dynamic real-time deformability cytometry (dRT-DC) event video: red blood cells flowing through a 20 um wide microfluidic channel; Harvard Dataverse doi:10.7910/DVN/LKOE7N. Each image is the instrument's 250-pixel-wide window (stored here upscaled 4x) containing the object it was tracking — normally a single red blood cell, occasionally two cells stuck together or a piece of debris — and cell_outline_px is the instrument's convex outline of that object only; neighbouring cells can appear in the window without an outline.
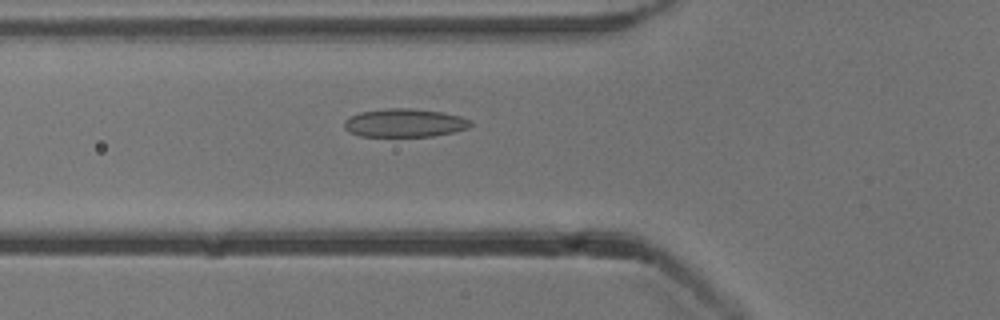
{"species": "common noctule bat (a hibernating species)", "species_latin": "Nyctalus noctula", "temperature_condition": "cold", "stored_images_in_passage": 40, "camera_frame_rate_fps": 3000, "um_per_image_px": 0.085, "animal": {"sex": "male", "body_mass_g": 13.3}, "frame": {"image": 1, "passage_image": 6, "time_ms": 1.667, "image_size_px": [1000, 320], "cell_outline_px": [[472, 124], [468, 128], [452, 132], [432, 136], [360, 136], [348, 132], [344, 128], [344, 120], [348, 116], [360, 112], [384, 108], [412, 108], [444, 112], [460, 116], [472, 120]], "centroid_in_image_um": [34.37, 10.43], "position_along_channel_um": 91.4, "area_um2": 21.1}}
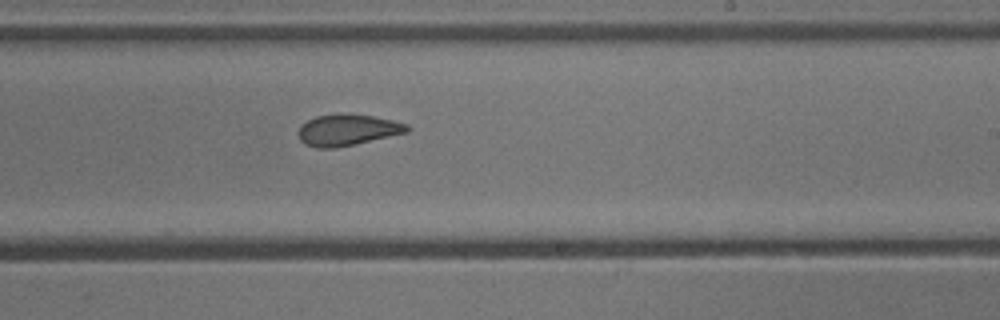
{"frame": {"image": 2, "passage_image": 19, "time_ms": 6.0, "image_size_px": [1000, 320], "cell_outline_px": [[412, 128], [408, 132], [336, 148], [316, 148], [304, 144], [300, 140], [296, 132], [300, 124], [316, 116], [372, 116], [392, 120], [408, 124]], "centroid_in_image_um": [29.5, 11.09], "position_along_channel_um": 259.5, "area_um2": 19.36}}
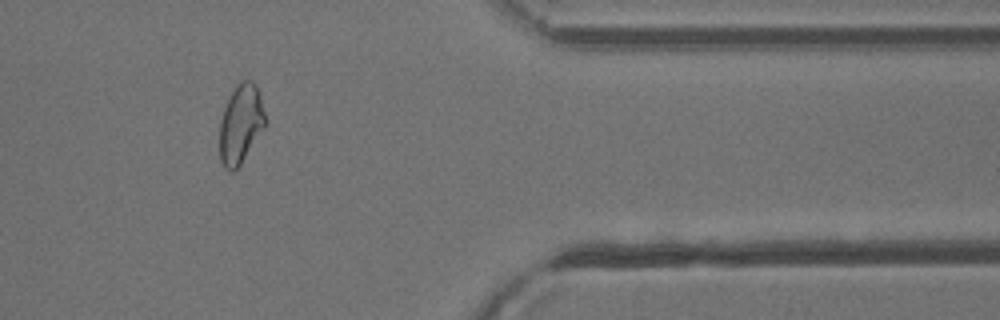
{"frame": {"image": 3, "passage_image": 31, "time_ms": 10.0, "image_size_px": [1000, 320], "cell_outline_px": [[264, 128], [240, 164], [232, 172], [228, 172], [224, 168], [220, 160], [220, 120], [228, 96], [236, 84], [240, 80], [252, 80], [256, 84], [260, 92], [264, 112]], "centroid_in_image_um": [20.44, 10.5], "position_along_channel_um": 391.0, "area_um2": 21.04}, "authors_computed_cell_mechanics": {"area_um2": 21.0681, "velocity_mm_per_s": 3.8582, "shape_relaxation_time_tau1_ms": null, "shape_relaxation_time_tau2_ms": 2.0389, "deformation_change_tau1": null, "deformation_change_tau2": 0.0863}}